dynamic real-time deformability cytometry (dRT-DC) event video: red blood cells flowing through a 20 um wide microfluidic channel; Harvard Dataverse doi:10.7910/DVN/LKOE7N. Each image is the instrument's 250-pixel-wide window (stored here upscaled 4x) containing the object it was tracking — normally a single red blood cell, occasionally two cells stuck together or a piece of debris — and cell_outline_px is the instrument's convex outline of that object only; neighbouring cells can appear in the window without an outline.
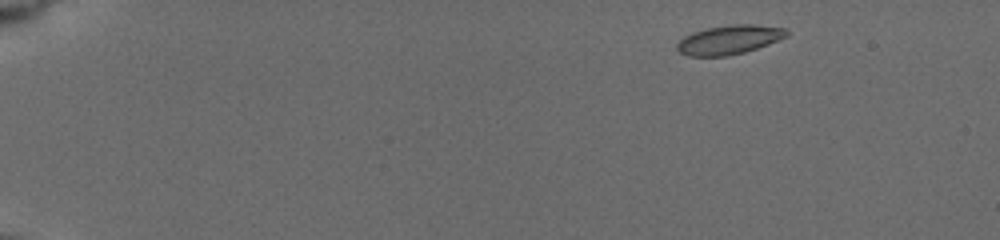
{"species": "common noctule bat (a hibernating species)", "species_latin": "Nyctalus noctula", "temperature_condition": "cold", "stored_images_in_passage": 15, "camera_frame_rate_fps": 3000, "um_per_image_px": 0.085, "animal": {"sex": "female", "body_mass_g": 19.5, "forearm_length_mm": 54.1}, "frame": {"image": 1, "passage_image": 2, "time_ms": 0.333, "image_size_px": [1000, 240], "cell_outline_px": [[788, 36], [768, 44], [744, 52], [728, 56], [688, 56], [680, 52], [676, 48], [676, 44], [684, 36], [692, 32], [708, 28], [732, 24], [752, 24], [788, 28]], "centroid_in_image_um": [61.99, 3.37], "position_along_channel_um": 23.0, "area_um2": 18.61}}
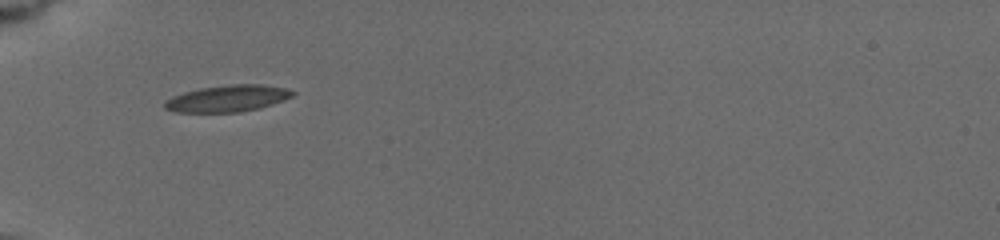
{"frame": {"image": 2, "passage_image": 10, "time_ms": 4.667, "image_size_px": [1000, 240], "cell_outline_px": [[296, 92], [292, 96], [284, 100], [260, 108], [240, 112], [176, 112], [164, 108], [164, 104], [172, 96], [184, 92], [200, 88], [232, 84], [260, 84], [288, 88]], "centroid_in_image_um": [19.38, 8.36], "position_along_channel_um": 65.6, "area_um2": 19.83}}
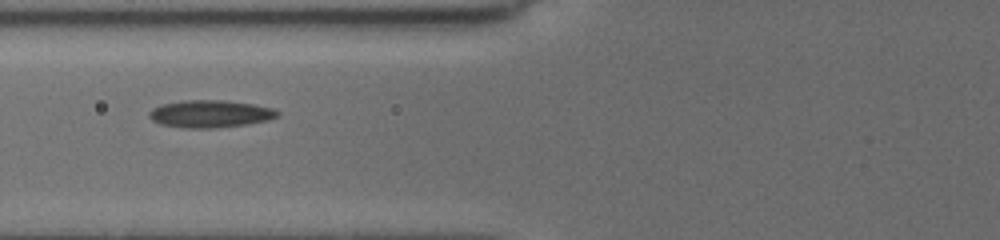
{"frame": {"image": 3, "passage_image": 14, "time_ms": 6.0, "image_size_px": [1000, 240], "cell_outline_px": [[280, 116], [268, 120], [248, 124], [216, 128], [184, 128], [160, 124], [152, 120], [148, 116], [148, 112], [152, 108], [160, 104], [184, 100], [224, 100], [252, 104], [272, 108], [280, 112]], "centroid_in_image_um": [17.85, 9.68], "position_along_channel_um": 108.0, "area_um2": 20.69}}